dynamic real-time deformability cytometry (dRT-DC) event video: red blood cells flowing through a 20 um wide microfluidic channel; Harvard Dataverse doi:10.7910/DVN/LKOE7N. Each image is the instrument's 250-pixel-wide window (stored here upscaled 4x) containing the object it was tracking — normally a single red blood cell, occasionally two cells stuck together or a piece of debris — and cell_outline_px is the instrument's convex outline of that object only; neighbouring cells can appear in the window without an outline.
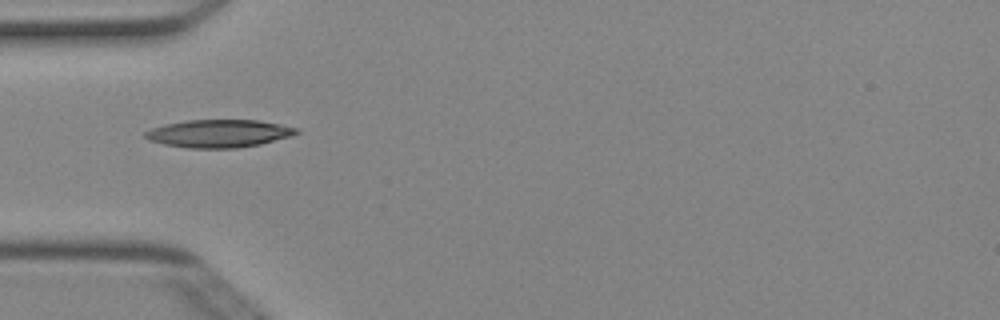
{"species": "Egyptian fruit bat (a non-hibernating species)", "species_latin": "Rousettus aegyptiacus", "temperature_condition": "cold", "stored_images_in_passage": 3, "camera_frame_rate_fps": 3000, "um_per_image_px": 0.085, "animal": {"sex": "female"}, "frame": {"image": 1, "passage_image": 3, "time_ms": 0.667, "image_size_px": [1000, 320], "cell_outline_px": [[300, 132], [292, 136], [260, 144], [236, 148], [188, 148], [164, 144], [148, 140], [144, 136], [144, 132], [152, 128], [164, 124], [188, 120], [260, 120], [300, 128]], "centroid_in_image_um": [18.63, 11.34], "position_along_channel_um": 66.4, "area_um2": 24.62}}